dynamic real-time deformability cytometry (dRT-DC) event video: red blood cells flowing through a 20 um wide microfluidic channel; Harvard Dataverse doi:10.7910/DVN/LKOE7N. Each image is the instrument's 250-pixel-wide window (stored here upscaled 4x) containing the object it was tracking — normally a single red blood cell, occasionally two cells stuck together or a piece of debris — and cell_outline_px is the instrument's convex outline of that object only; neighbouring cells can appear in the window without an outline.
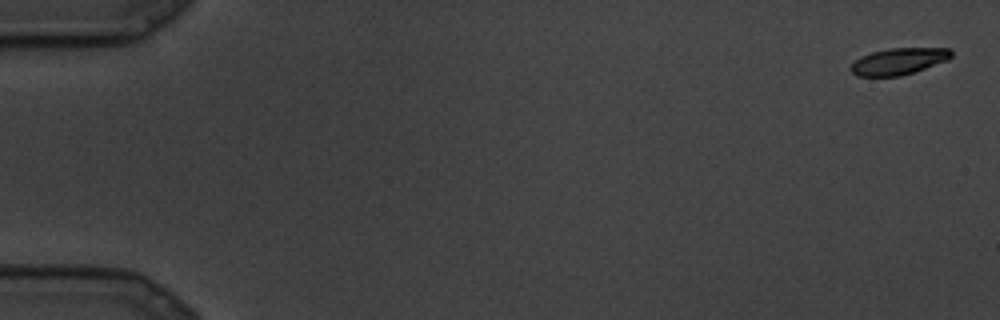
{"species": "common noctule bat (a hibernating species)", "species_latin": "Nyctalus noctula", "temperature_condition": "cold", "stored_images_in_passage": 10, "camera_frame_rate_fps": 3000, "um_per_image_px": 0.085, "animal": {"sex": "male", "body_mass_g": 19.5, "forearm_length_mm": 54.6}, "frame": {"image": 1, "passage_image": 1, "time_ms": 0.0, "image_size_px": [1000, 320], "cell_outline_px": [[952, 56], [948, 60], [900, 76], [856, 76], [848, 68], [860, 56], [872, 52], [888, 48], [952, 48]], "centroid_in_image_um": [76.37, 5.2], "position_along_channel_um": 8.6, "area_um2": 15.55}}
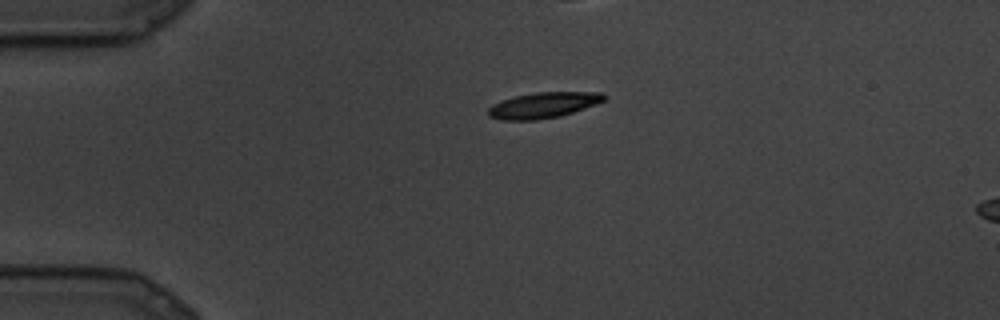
{"frame": {"image": 2, "passage_image": 7, "time_ms": 2.0, "image_size_px": [1000, 320], "cell_outline_px": [[608, 96], [604, 100], [596, 104], [560, 116], [536, 120], [504, 120], [488, 116], [488, 108], [492, 104], [500, 100], [516, 96], [536, 92], [604, 92]], "centroid_in_image_um": [46.18, 8.93], "position_along_channel_um": 38.8, "area_um2": 17.4}}